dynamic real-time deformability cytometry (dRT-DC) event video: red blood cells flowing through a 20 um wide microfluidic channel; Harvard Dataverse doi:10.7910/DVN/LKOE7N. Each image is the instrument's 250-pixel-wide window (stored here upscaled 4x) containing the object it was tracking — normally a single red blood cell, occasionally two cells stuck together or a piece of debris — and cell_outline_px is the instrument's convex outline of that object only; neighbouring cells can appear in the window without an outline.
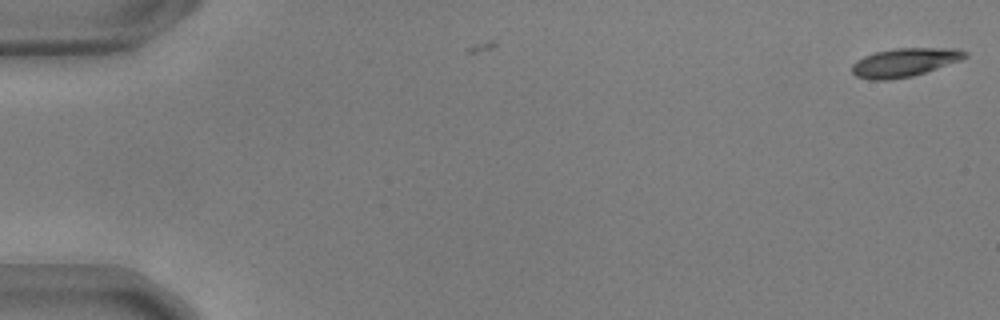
{"species": "common noctule bat (a hibernating species)", "species_latin": "Nyctalus noctula", "temperature_condition": "warm", "stored_images_in_passage": 3, "camera_frame_rate_fps": 3000, "um_per_image_px": 0.085, "animal": {"sex": "male", "body_mass_g": 17.9, "forearm_length_mm": 54.2}, "frame": {"image": 1, "passage_image": 3, "time_ms": 0.667, "image_size_px": [1000, 320], "cell_outline_px": [[968, 56], [960, 60], [912, 76], [888, 80], [868, 80], [856, 76], [852, 72], [852, 64], [856, 60], [864, 56], [876, 52], [896, 48], [960, 48], [968, 52]], "centroid_in_image_um": [76.88, 5.3], "position_along_channel_um": 8.1, "area_um2": 18.79}}